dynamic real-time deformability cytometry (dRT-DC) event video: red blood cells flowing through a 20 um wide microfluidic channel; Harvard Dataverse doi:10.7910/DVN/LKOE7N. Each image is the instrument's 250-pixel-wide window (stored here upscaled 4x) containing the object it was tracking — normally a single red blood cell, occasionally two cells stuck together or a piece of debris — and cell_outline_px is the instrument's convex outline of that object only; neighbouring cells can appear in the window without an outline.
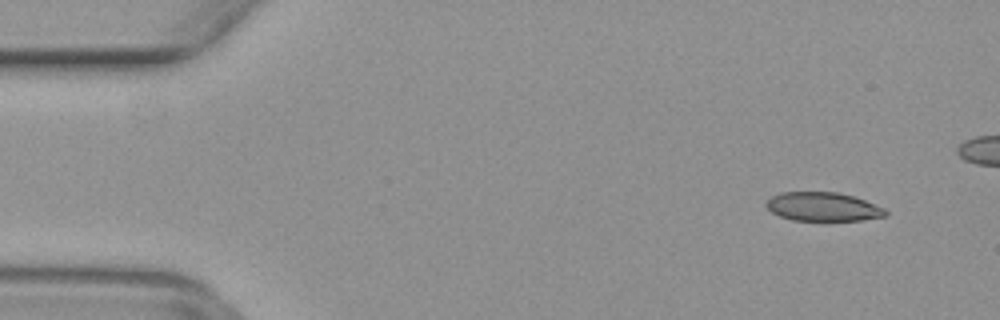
{"species": "common noctule bat (a hibernating species)", "species_latin": "Nyctalus noctula", "temperature_condition": "warm", "stored_images_in_passage": 22, "camera_frame_rate_fps": 3000, "um_per_image_px": 0.085, "animal": {"sex": "female", "body_mass_g": 29.2, "forearm_length_mm": 56.3}, "frame": {"image": 1, "passage_image": 3, "time_ms": 0.667, "image_size_px": [1000, 320], "cell_outline_px": [[888, 216], [860, 220], [792, 220], [780, 216], [772, 212], [764, 204], [772, 196], [780, 192], [840, 192], [864, 200], [884, 208], [888, 212]], "centroid_in_image_um": [69.95, 17.57], "position_along_channel_um": 15.0, "area_um2": 19.94}}
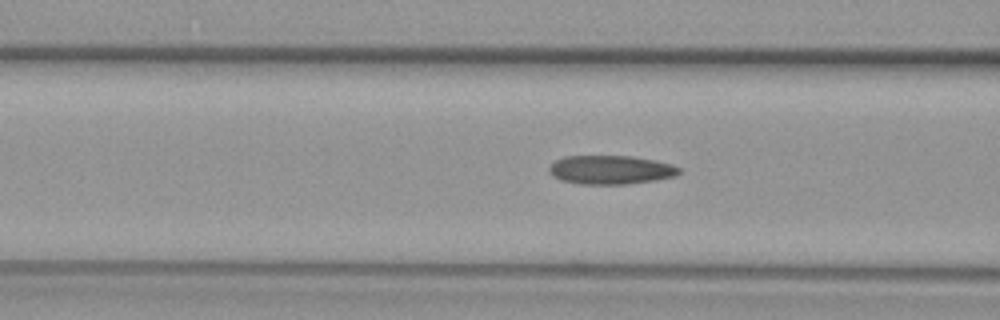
{"frame": {"image": 2, "passage_image": 18, "time_ms": 5.667, "image_size_px": [1000, 320], "cell_outline_px": [[680, 172], [676, 176], [656, 180], [628, 184], [580, 184], [560, 180], [552, 176], [548, 168], [556, 160], [564, 156], [632, 156], [672, 164], [680, 168]], "centroid_in_image_um": [51.9, 14.44], "position_along_channel_um": 114.7, "area_um2": 21.85}}
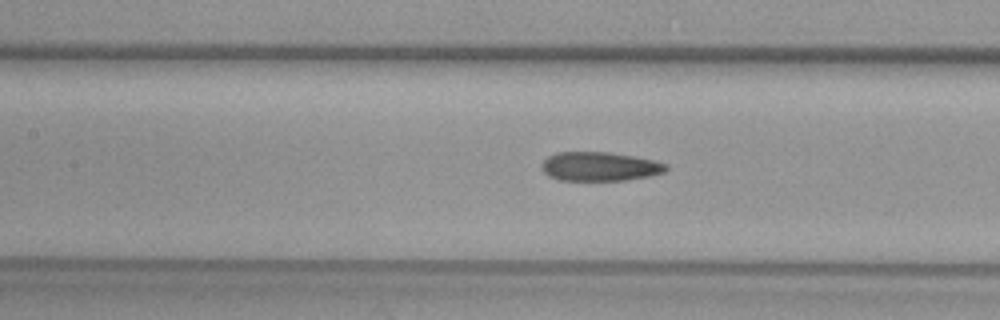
{"frame": {"image": 3, "passage_image": 21, "time_ms": 6.667, "image_size_px": [1000, 320], "cell_outline_px": [[668, 168], [664, 172], [648, 176], [624, 180], [560, 180], [548, 176], [540, 168], [540, 164], [548, 156], [556, 152], [608, 152], [656, 160], [668, 164]], "centroid_in_image_um": [50.95, 14.14], "position_along_channel_um": 156.4, "area_um2": 21.1}}